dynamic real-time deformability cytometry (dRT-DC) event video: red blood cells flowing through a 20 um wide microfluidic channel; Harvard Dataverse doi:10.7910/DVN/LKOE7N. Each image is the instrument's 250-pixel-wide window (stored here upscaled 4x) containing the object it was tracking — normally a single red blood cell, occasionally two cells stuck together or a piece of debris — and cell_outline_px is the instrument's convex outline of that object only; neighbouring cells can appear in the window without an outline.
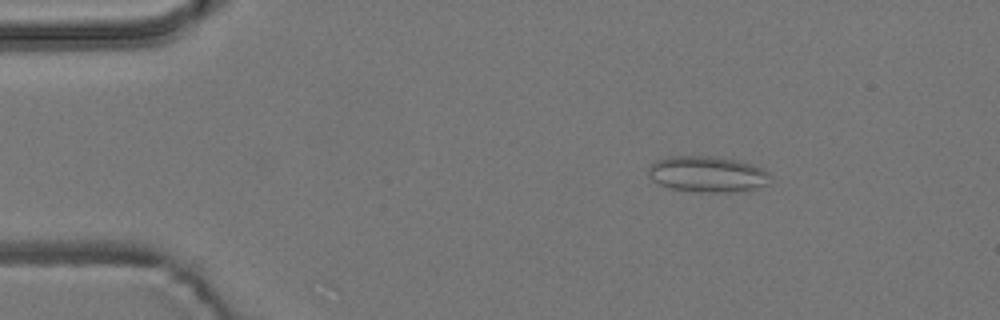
{"species": "common noctule bat (a hibernating species)", "species_latin": "Nyctalus noctula", "temperature_condition": "room temperature", "stored_images_in_passage": 5, "camera_frame_rate_fps": 3000, "um_per_image_px": 0.085, "animal": {"sex": "male", "body_mass_g": 19.2, "forearm_length_mm": 51.8}, "frame": {"image": 1, "passage_image": 5, "time_ms": 5.0, "image_size_px": [1000, 320], "cell_outline_px": [[772, 176], [768, 184], [748, 192], [696, 192], [668, 188], [652, 180], [648, 176], [648, 168], [656, 160], [668, 156], [712, 156], [736, 160], [752, 164], [768, 172]], "centroid_in_image_um": [60.15, 14.82], "position_along_channel_um": 24.9, "area_um2": 26.01}}